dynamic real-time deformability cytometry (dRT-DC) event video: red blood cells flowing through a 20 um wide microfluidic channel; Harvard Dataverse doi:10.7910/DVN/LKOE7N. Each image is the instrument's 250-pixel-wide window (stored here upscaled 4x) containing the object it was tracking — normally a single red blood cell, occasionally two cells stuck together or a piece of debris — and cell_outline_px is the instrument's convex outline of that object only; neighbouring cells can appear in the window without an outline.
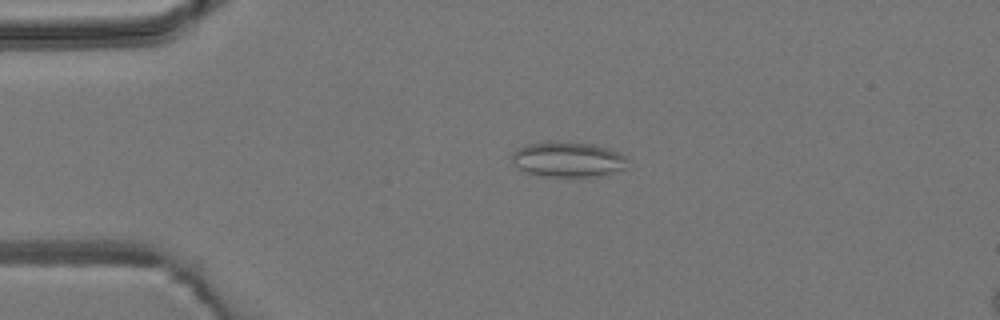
{"species": "common noctule bat (a hibernating species)", "species_latin": "Nyctalus noctula", "temperature_condition": "room temperature", "stored_images_in_passage": 6, "segment_of_instrument_passage": [1, 2], "camera_frame_rate_fps": 3000, "um_per_image_px": 0.085, "animal": {"sex": "male", "body_mass_g": 19.2, "forearm_length_mm": 51.8}, "frame": {"image": 1, "passage_image": 4, "time_ms": 3.667, "image_size_px": [1000, 320], "cell_outline_px": [[624, 168], [608, 176], [544, 176], [528, 172], [520, 168], [512, 160], [512, 152], [516, 148], [524, 144], [548, 140], [556, 140], [592, 144], [608, 148], [624, 156]], "centroid_in_image_um": [48.22, 13.52], "position_along_channel_um": 36.8, "area_um2": 23.81}}